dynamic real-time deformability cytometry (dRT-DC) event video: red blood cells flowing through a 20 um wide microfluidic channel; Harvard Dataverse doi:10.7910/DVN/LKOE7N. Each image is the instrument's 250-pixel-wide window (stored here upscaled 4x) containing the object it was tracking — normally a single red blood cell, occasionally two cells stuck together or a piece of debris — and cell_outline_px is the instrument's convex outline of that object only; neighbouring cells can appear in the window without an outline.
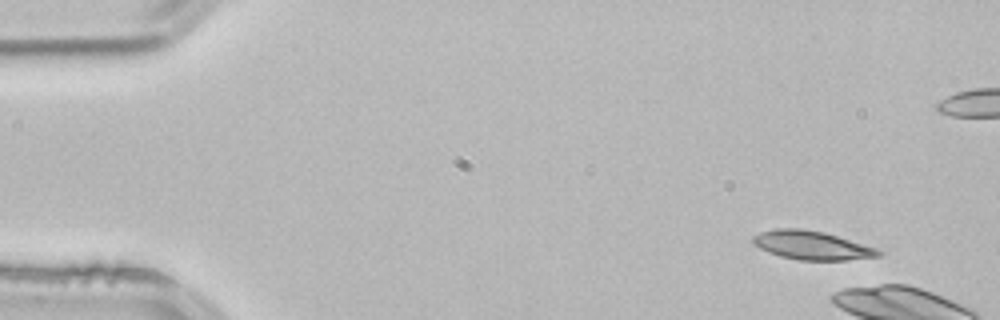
{"species": "common noctule bat (a hibernating species)", "species_latin": "Nyctalus noctula", "temperature_condition": "room temperature", "stored_images_in_passage": 6, "camera_frame_rate_fps": 3000, "um_per_image_px": 0.085, "animal": {"sex": "male", "body_mass_g": 21.5, "forearm_length_mm": 52.0}, "frame": {"image": 1, "passage_image": 1, "time_ms": 0.0, "image_size_px": [1000, 320], "cell_outline_px": [[884, 252], [880, 256], [848, 260], [800, 260], [780, 256], [768, 252], [752, 244], [752, 236], [760, 232], [776, 228], [800, 228], [824, 232], [876, 248]], "centroid_in_image_um": [68.98, 20.85], "position_along_channel_um": 16.0, "area_um2": 20.98}}